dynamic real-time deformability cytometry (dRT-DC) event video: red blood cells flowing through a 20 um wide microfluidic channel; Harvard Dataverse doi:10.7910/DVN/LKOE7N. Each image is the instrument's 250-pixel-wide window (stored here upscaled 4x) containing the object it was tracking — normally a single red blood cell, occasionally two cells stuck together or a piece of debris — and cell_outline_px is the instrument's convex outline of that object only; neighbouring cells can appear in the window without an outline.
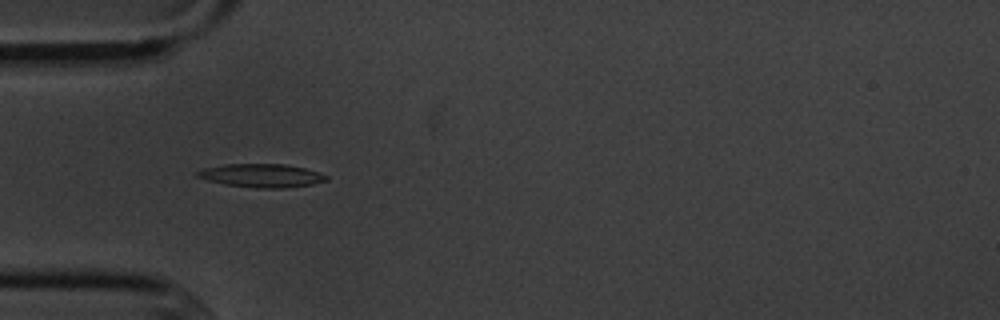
{"species": "common noctule bat (a hibernating species)", "species_latin": "Nyctalus noctula", "temperature_condition": "cold", "stored_images_in_passage": 6, "camera_frame_rate_fps": 3000, "um_per_image_px": 0.085, "animal": {"sex": "male", "body_mass_g": 20.1, "forearm_length_mm": 53.5}, "frame": {"image": 1, "passage_image": 5, "time_ms": 4.667, "image_size_px": [1000, 320], "cell_outline_px": [[328, 180], [312, 184], [284, 188], [256, 188], [224, 184], [208, 180], [196, 176], [192, 172], [204, 168], [224, 164], [284, 164], [304, 168], [320, 172], [328, 176]], "centroid_in_image_um": [22.21, 14.92], "position_along_channel_um": 62.8, "area_um2": 17.69}}
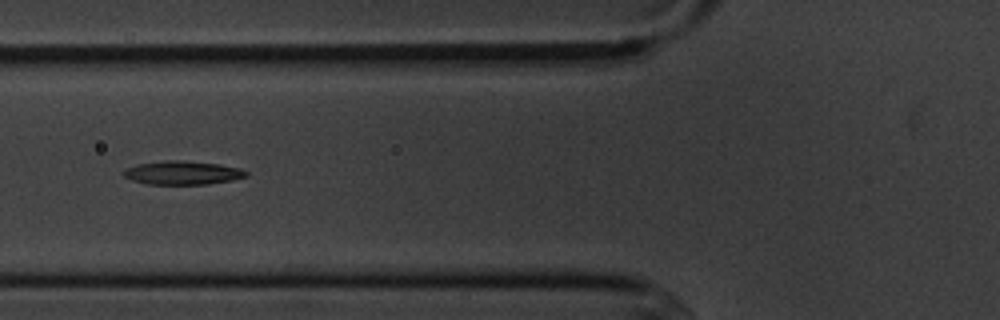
{"frame": {"image": 2, "passage_image": 6, "time_ms": 6.0, "image_size_px": [1000, 320], "cell_outline_px": [[248, 176], [232, 180], [208, 184], [148, 184], [132, 180], [124, 176], [120, 172], [136, 164], [164, 160], [184, 160], [220, 164], [240, 168], [248, 172]], "centroid_in_image_um": [15.52, 14.68], "position_along_channel_um": 110.3, "area_um2": 16.99}}